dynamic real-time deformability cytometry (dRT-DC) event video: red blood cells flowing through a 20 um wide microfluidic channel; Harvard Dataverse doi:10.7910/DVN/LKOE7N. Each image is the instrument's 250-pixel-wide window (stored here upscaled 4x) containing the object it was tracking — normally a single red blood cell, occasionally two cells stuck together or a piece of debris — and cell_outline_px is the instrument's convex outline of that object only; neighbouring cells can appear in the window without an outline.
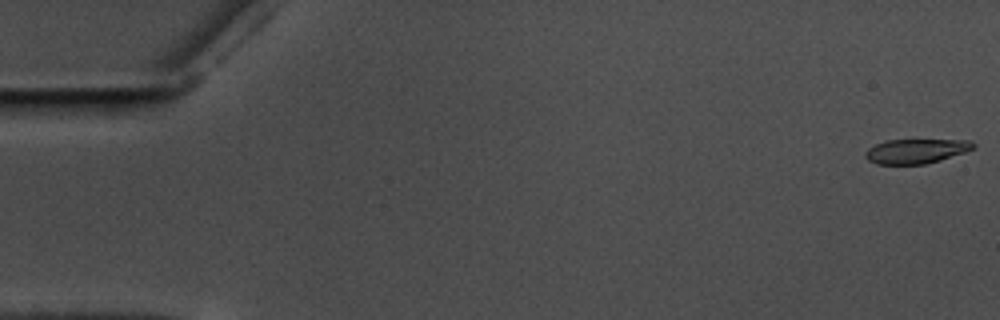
{"species": "common noctule bat (a hibernating species)", "species_latin": "Nyctalus noctula", "temperature_condition": "warm", "stored_images_in_passage": 58, "camera_frame_rate_fps": 3000, "um_per_image_px": 0.085, "animal": {"sex": "male", "body_mass_g": 17.5, "forearm_length_mm": 52.3}, "frame": {"image": 1, "passage_image": 1, "time_ms": 0.0, "image_size_px": [1000, 320], "cell_outline_px": [[976, 144], [972, 148], [964, 152], [940, 160], [924, 164], [876, 164], [868, 160], [864, 156], [864, 152], [868, 148], [884, 140], [972, 140]], "centroid_in_image_um": [77.82, 12.84], "position_along_channel_um": 7.2, "area_um2": 15.37}}
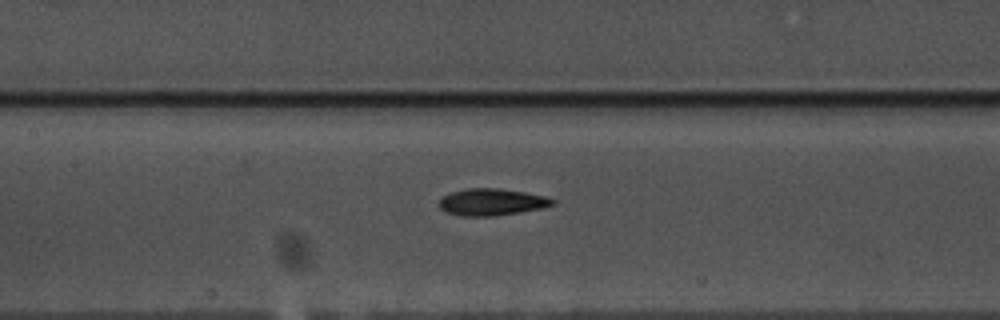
{"frame": {"image": 2, "passage_image": 27, "time_ms": 8.667, "image_size_px": [1000, 320], "cell_outline_px": [[556, 204], [540, 208], [520, 212], [496, 216], [460, 216], [444, 212], [440, 208], [440, 200], [448, 192], [468, 188], [496, 188], [524, 192], [544, 196], [556, 200]], "centroid_in_image_um": [41.77, 17.18], "position_along_channel_um": 165.6, "area_um2": 17.8}}
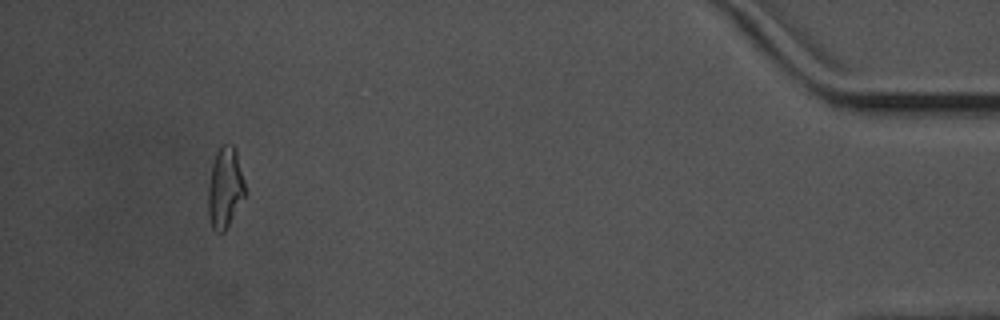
{"frame": {"image": 3, "passage_image": 54, "time_ms": 17.667, "image_size_px": [1000, 320], "cell_outline_px": [[244, 196], [224, 232], [216, 232], [212, 228], [208, 216], [208, 184], [212, 164], [216, 152], [220, 144], [232, 144], [236, 148], [244, 180]], "centroid_in_image_um": [19.1, 15.92], "position_along_channel_um": 416.1, "area_um2": 17.34}, "authors_computed_cell_mechanics": {"area_um2": 17.1666, "velocity_mm_per_s": 3.5602, "shape_relaxation_time_tau1_ms": 4.2361, "shape_relaxation_time_tau2_ms": 2.71, "deformation_change_tau1": 0.183, "deformation_change_tau2": 0.0981}}